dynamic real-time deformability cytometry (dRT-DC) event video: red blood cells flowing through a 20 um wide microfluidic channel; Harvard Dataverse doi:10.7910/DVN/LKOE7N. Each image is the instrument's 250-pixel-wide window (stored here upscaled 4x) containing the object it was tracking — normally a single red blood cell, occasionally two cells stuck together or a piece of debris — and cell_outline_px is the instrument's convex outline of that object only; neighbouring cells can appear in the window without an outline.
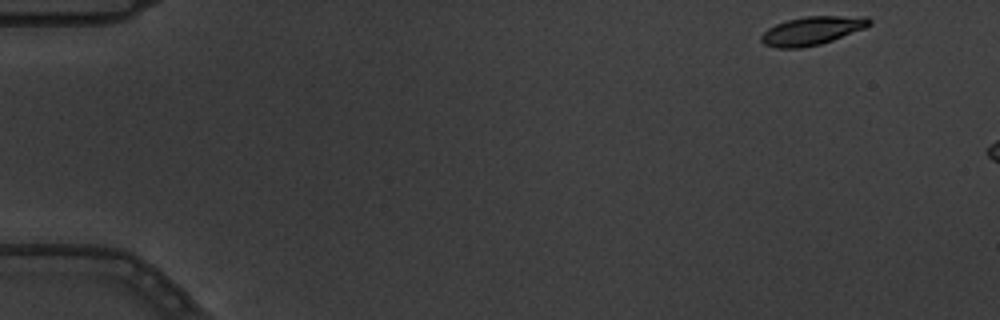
{"species": "common noctule bat (a hibernating species)", "species_latin": "Nyctalus noctula", "temperature_condition": "warm", "stored_images_in_passage": 2, "camera_frame_rate_fps": 3000, "um_per_image_px": 0.085, "animal": {"sex": "male", "body_mass_g": 19.5, "forearm_length_mm": 54.6}, "frame": {"image": 1, "passage_image": 1, "time_ms": 0.0, "image_size_px": [1000, 320], "cell_outline_px": [[872, 24], [864, 28], [832, 40], [820, 44], [800, 48], [776, 48], [764, 44], [760, 40], [760, 36], [768, 28], [776, 24], [788, 20], [808, 16], [868, 16], [872, 20]], "centroid_in_image_um": [69.03, 2.6], "position_along_channel_um": 16.0, "area_um2": 17.86}}